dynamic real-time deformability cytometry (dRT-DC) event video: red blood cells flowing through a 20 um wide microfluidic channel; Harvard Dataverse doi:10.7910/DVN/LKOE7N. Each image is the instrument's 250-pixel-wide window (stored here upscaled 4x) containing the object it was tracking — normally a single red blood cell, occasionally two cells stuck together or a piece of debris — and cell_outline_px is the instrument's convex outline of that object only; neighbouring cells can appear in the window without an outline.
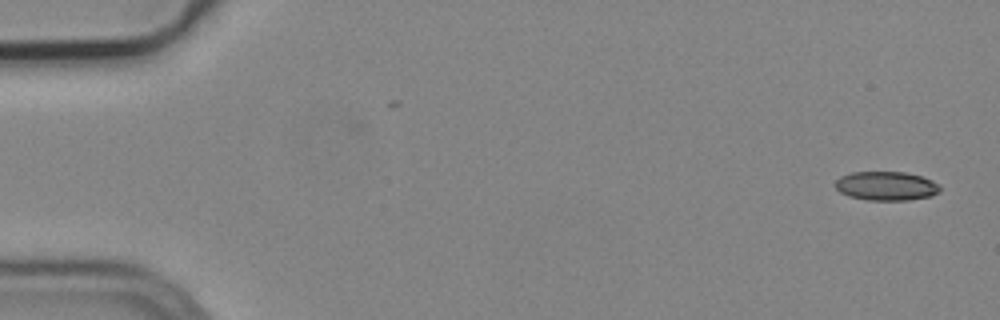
{"species": "common noctule bat (a hibernating species)", "species_latin": "Nyctalus noctula", "temperature_condition": "cold", "stored_images_in_passage": 53, "camera_frame_rate_fps": 3000, "um_per_image_px": 0.085, "animal": {"sex": "male", "body_mass_g": 19.2, "forearm_length_mm": 51.8}, "frame": {"image": 1, "passage_image": 1, "time_ms": 0.0, "image_size_px": [1000, 320], "cell_outline_px": [[940, 192], [932, 196], [908, 200], [868, 200], [848, 196], [840, 192], [832, 184], [840, 176], [852, 172], [904, 172], [924, 176], [940, 184]], "centroid_in_image_um": [75.34, 15.8], "position_along_channel_um": 9.7, "area_um2": 17.98}}
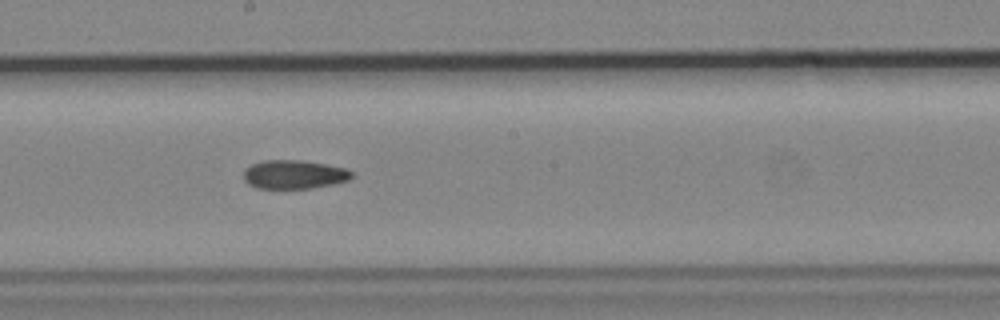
{"frame": {"image": 2, "passage_image": 29, "time_ms": 9.333, "image_size_px": [1000, 320], "cell_outline_px": [[352, 176], [348, 180], [332, 184], [308, 188], [256, 188], [248, 184], [244, 180], [244, 168], [252, 164], [264, 160], [300, 160], [324, 164], [344, 168], [352, 172]], "centroid_in_image_um": [24.94, 14.82], "position_along_channel_um": 223.3, "area_um2": 17.92}}
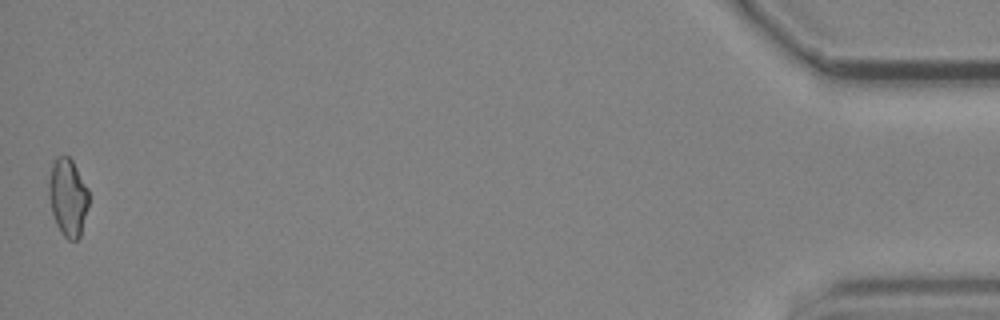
{"frame": {"image": 3, "passage_image": 53, "time_ms": 17.333, "image_size_px": [1000, 320], "cell_outline_px": [[88, 204], [80, 236], [76, 240], [68, 240], [60, 232], [56, 224], [52, 212], [48, 192], [48, 180], [52, 164], [56, 156], [68, 156], [72, 160], [88, 188]], "centroid_in_image_um": [5.75, 16.76], "position_along_channel_um": 429.4, "area_um2": 18.03}}